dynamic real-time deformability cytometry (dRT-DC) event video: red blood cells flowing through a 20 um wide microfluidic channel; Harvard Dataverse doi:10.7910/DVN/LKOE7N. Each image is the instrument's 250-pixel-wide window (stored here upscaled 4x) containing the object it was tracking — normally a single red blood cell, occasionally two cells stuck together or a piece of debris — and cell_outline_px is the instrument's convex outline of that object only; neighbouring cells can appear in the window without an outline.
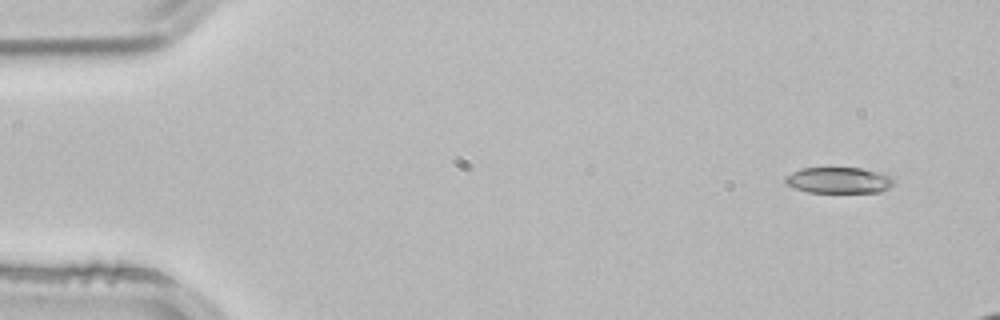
{"species": "common noctule bat (a hibernating species)", "species_latin": "Nyctalus noctula", "temperature_condition": "room temperature", "stored_images_in_passage": 3, "camera_frame_rate_fps": 3000, "um_per_image_px": 0.085, "animal": {"sex": "male", "body_mass_g": 21.5, "forearm_length_mm": 52.0}, "frame": {"image": 1, "passage_image": 1, "time_ms": 0.0, "image_size_px": [1000, 320], "cell_outline_px": [[892, 184], [888, 188], [880, 192], [808, 192], [796, 188], [788, 184], [784, 180], [784, 176], [800, 168], [860, 168], [876, 172], [888, 176], [892, 180]], "centroid_in_image_um": [71.23, 15.32], "position_along_channel_um": 13.8, "area_um2": 16.13}}